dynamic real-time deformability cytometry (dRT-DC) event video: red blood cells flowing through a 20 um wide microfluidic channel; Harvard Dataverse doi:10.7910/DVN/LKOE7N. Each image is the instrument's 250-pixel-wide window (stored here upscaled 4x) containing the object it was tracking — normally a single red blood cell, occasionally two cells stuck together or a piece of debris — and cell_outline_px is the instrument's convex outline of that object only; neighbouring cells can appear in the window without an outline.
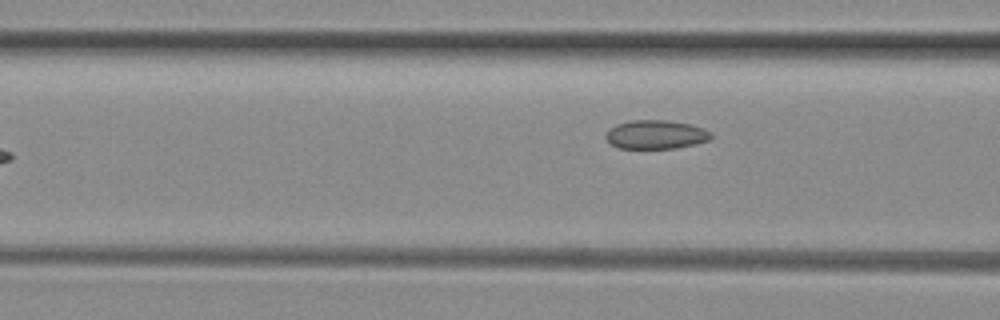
{"species": "common noctule bat (a hibernating species)", "species_latin": "Nyctalus noctula", "temperature_condition": "room temperature", "stored_images_in_passage": 4, "camera_frame_rate_fps": 3000, "um_per_image_px": 0.085, "animal": {"sex": "female", "body_mass_g": 29.2, "forearm_length_mm": 56.3}, "frame": {"image": 1, "passage_image": 4, "time_ms": 1.0, "image_size_px": [1000, 320], "cell_outline_px": [[712, 140], [696, 144], [676, 148], [616, 148], [604, 136], [616, 124], [628, 120], [668, 120], [692, 124], [704, 128], [712, 132]], "centroid_in_image_um": [55.81, 11.43], "position_along_channel_um": 110.8, "area_um2": 17.86}}